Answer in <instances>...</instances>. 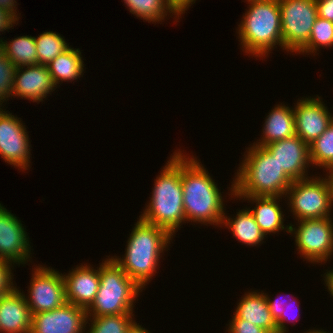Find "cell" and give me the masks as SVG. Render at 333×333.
I'll return each instance as SVG.
<instances>
[{
  "instance_id": "cell-4",
  "label": "cell",
  "mask_w": 333,
  "mask_h": 333,
  "mask_svg": "<svg viewBox=\"0 0 333 333\" xmlns=\"http://www.w3.org/2000/svg\"><path fill=\"white\" fill-rule=\"evenodd\" d=\"M173 236L139 218L127 241L124 258L111 257L141 288L157 273L158 261ZM160 256V257H159ZM115 257V258H114Z\"/></svg>"
},
{
  "instance_id": "cell-31",
  "label": "cell",
  "mask_w": 333,
  "mask_h": 333,
  "mask_svg": "<svg viewBox=\"0 0 333 333\" xmlns=\"http://www.w3.org/2000/svg\"><path fill=\"white\" fill-rule=\"evenodd\" d=\"M265 296H266V299H267V302H268V305H269V309H270V312H271V314H272V317H273V319L275 320V322H276V325H277V333H286V332H288L286 329H288V328H286V323H285V321H287L289 318L287 317L288 316V313H287V310H286V307H289L290 305H292L293 303H295V305L297 304V306L299 307V305H298V302L297 301H295L296 299H293V300H291V301H289V302H282V300H280L279 298L277 299H273V300H271V298L268 296V295H266V293H265ZM280 297V296H279ZM285 303V304H284ZM288 304V305H287ZM298 307H295V308H297L298 310V313L300 312L299 310V308ZM290 309V308H289ZM295 312V311H294ZM291 317V316H290ZM297 317L298 316H294L293 318V320H297ZM289 322L291 321V320H288Z\"/></svg>"
},
{
  "instance_id": "cell-27",
  "label": "cell",
  "mask_w": 333,
  "mask_h": 333,
  "mask_svg": "<svg viewBox=\"0 0 333 333\" xmlns=\"http://www.w3.org/2000/svg\"><path fill=\"white\" fill-rule=\"evenodd\" d=\"M60 34L49 31L40 34L36 42V51L38 56V64L47 66L59 54L66 51L70 46L66 43Z\"/></svg>"
},
{
  "instance_id": "cell-38",
  "label": "cell",
  "mask_w": 333,
  "mask_h": 333,
  "mask_svg": "<svg viewBox=\"0 0 333 333\" xmlns=\"http://www.w3.org/2000/svg\"><path fill=\"white\" fill-rule=\"evenodd\" d=\"M324 282L326 284V287L328 286V292L331 296H333V269L329 270L328 272L324 273Z\"/></svg>"
},
{
  "instance_id": "cell-13",
  "label": "cell",
  "mask_w": 333,
  "mask_h": 333,
  "mask_svg": "<svg viewBox=\"0 0 333 333\" xmlns=\"http://www.w3.org/2000/svg\"><path fill=\"white\" fill-rule=\"evenodd\" d=\"M276 159L285 174L292 180L308 178L307 168L311 164L309 145L299 136L274 141L263 146Z\"/></svg>"
},
{
  "instance_id": "cell-21",
  "label": "cell",
  "mask_w": 333,
  "mask_h": 333,
  "mask_svg": "<svg viewBox=\"0 0 333 333\" xmlns=\"http://www.w3.org/2000/svg\"><path fill=\"white\" fill-rule=\"evenodd\" d=\"M266 120L263 127L262 138L259 142L253 144L265 146L274 141L283 140L296 135L295 133V115L294 108L285 105H275Z\"/></svg>"
},
{
  "instance_id": "cell-39",
  "label": "cell",
  "mask_w": 333,
  "mask_h": 333,
  "mask_svg": "<svg viewBox=\"0 0 333 333\" xmlns=\"http://www.w3.org/2000/svg\"><path fill=\"white\" fill-rule=\"evenodd\" d=\"M126 333H150L147 329L143 328L137 322H133L130 327L127 329Z\"/></svg>"
},
{
  "instance_id": "cell-19",
  "label": "cell",
  "mask_w": 333,
  "mask_h": 333,
  "mask_svg": "<svg viewBox=\"0 0 333 333\" xmlns=\"http://www.w3.org/2000/svg\"><path fill=\"white\" fill-rule=\"evenodd\" d=\"M236 198H246L248 201H253L256 203L254 209L249 211L252 213L255 222L260 227L262 233L267 236L270 233H276L280 230L285 229L289 232L290 226H284V215L281 211L279 201L282 197H272V196H234ZM277 200H279L277 202Z\"/></svg>"
},
{
  "instance_id": "cell-17",
  "label": "cell",
  "mask_w": 333,
  "mask_h": 333,
  "mask_svg": "<svg viewBox=\"0 0 333 333\" xmlns=\"http://www.w3.org/2000/svg\"><path fill=\"white\" fill-rule=\"evenodd\" d=\"M91 267L77 265L68 275L62 274L66 301L86 310L95 300L100 283L99 268Z\"/></svg>"
},
{
  "instance_id": "cell-5",
  "label": "cell",
  "mask_w": 333,
  "mask_h": 333,
  "mask_svg": "<svg viewBox=\"0 0 333 333\" xmlns=\"http://www.w3.org/2000/svg\"><path fill=\"white\" fill-rule=\"evenodd\" d=\"M249 9L238 25V35L245 53L264 57L275 45L283 49L278 0H247Z\"/></svg>"
},
{
  "instance_id": "cell-7",
  "label": "cell",
  "mask_w": 333,
  "mask_h": 333,
  "mask_svg": "<svg viewBox=\"0 0 333 333\" xmlns=\"http://www.w3.org/2000/svg\"><path fill=\"white\" fill-rule=\"evenodd\" d=\"M305 178L293 181L286 195L296 220L320 219L330 216L333 206V177ZM288 194V195H287Z\"/></svg>"
},
{
  "instance_id": "cell-28",
  "label": "cell",
  "mask_w": 333,
  "mask_h": 333,
  "mask_svg": "<svg viewBox=\"0 0 333 333\" xmlns=\"http://www.w3.org/2000/svg\"><path fill=\"white\" fill-rule=\"evenodd\" d=\"M134 314H119L109 316H98L89 318L90 323L87 333H126L130 325L135 321L133 320ZM92 319V320H91Z\"/></svg>"
},
{
  "instance_id": "cell-26",
  "label": "cell",
  "mask_w": 333,
  "mask_h": 333,
  "mask_svg": "<svg viewBox=\"0 0 333 333\" xmlns=\"http://www.w3.org/2000/svg\"><path fill=\"white\" fill-rule=\"evenodd\" d=\"M310 161L314 166L325 168L329 173L333 172V122L325 132L319 136L311 145Z\"/></svg>"
},
{
  "instance_id": "cell-32",
  "label": "cell",
  "mask_w": 333,
  "mask_h": 333,
  "mask_svg": "<svg viewBox=\"0 0 333 333\" xmlns=\"http://www.w3.org/2000/svg\"><path fill=\"white\" fill-rule=\"evenodd\" d=\"M12 262L0 259V296L9 294L16 286L13 284Z\"/></svg>"
},
{
  "instance_id": "cell-20",
  "label": "cell",
  "mask_w": 333,
  "mask_h": 333,
  "mask_svg": "<svg viewBox=\"0 0 333 333\" xmlns=\"http://www.w3.org/2000/svg\"><path fill=\"white\" fill-rule=\"evenodd\" d=\"M232 318H240L261 327L270 333H277V325L272 317L264 292L244 294Z\"/></svg>"
},
{
  "instance_id": "cell-10",
  "label": "cell",
  "mask_w": 333,
  "mask_h": 333,
  "mask_svg": "<svg viewBox=\"0 0 333 333\" xmlns=\"http://www.w3.org/2000/svg\"><path fill=\"white\" fill-rule=\"evenodd\" d=\"M33 269L29 296H25L32 315L63 306L67 301L62 273L41 265Z\"/></svg>"
},
{
  "instance_id": "cell-1",
  "label": "cell",
  "mask_w": 333,
  "mask_h": 333,
  "mask_svg": "<svg viewBox=\"0 0 333 333\" xmlns=\"http://www.w3.org/2000/svg\"><path fill=\"white\" fill-rule=\"evenodd\" d=\"M181 151V182L186 221L222 224L225 215L221 191L197 158Z\"/></svg>"
},
{
  "instance_id": "cell-40",
  "label": "cell",
  "mask_w": 333,
  "mask_h": 333,
  "mask_svg": "<svg viewBox=\"0 0 333 333\" xmlns=\"http://www.w3.org/2000/svg\"><path fill=\"white\" fill-rule=\"evenodd\" d=\"M304 333H328V332H326V331H323V330H316V329H313L312 331L310 330L309 332L308 331H306V332H304Z\"/></svg>"
},
{
  "instance_id": "cell-8",
  "label": "cell",
  "mask_w": 333,
  "mask_h": 333,
  "mask_svg": "<svg viewBox=\"0 0 333 333\" xmlns=\"http://www.w3.org/2000/svg\"><path fill=\"white\" fill-rule=\"evenodd\" d=\"M283 50L298 52L309 40L318 17L315 0H278Z\"/></svg>"
},
{
  "instance_id": "cell-11",
  "label": "cell",
  "mask_w": 333,
  "mask_h": 333,
  "mask_svg": "<svg viewBox=\"0 0 333 333\" xmlns=\"http://www.w3.org/2000/svg\"><path fill=\"white\" fill-rule=\"evenodd\" d=\"M19 119L0 107V156L18 170H28L31 151L29 136Z\"/></svg>"
},
{
  "instance_id": "cell-34",
  "label": "cell",
  "mask_w": 333,
  "mask_h": 333,
  "mask_svg": "<svg viewBox=\"0 0 333 333\" xmlns=\"http://www.w3.org/2000/svg\"><path fill=\"white\" fill-rule=\"evenodd\" d=\"M318 17L333 22V0H315Z\"/></svg>"
},
{
  "instance_id": "cell-33",
  "label": "cell",
  "mask_w": 333,
  "mask_h": 333,
  "mask_svg": "<svg viewBox=\"0 0 333 333\" xmlns=\"http://www.w3.org/2000/svg\"><path fill=\"white\" fill-rule=\"evenodd\" d=\"M230 322L228 328L229 333H270L269 331L240 318H232Z\"/></svg>"
},
{
  "instance_id": "cell-29",
  "label": "cell",
  "mask_w": 333,
  "mask_h": 333,
  "mask_svg": "<svg viewBox=\"0 0 333 333\" xmlns=\"http://www.w3.org/2000/svg\"><path fill=\"white\" fill-rule=\"evenodd\" d=\"M321 47L333 46V22L317 17L313 24L312 32L308 42L298 51V53H317Z\"/></svg>"
},
{
  "instance_id": "cell-9",
  "label": "cell",
  "mask_w": 333,
  "mask_h": 333,
  "mask_svg": "<svg viewBox=\"0 0 333 333\" xmlns=\"http://www.w3.org/2000/svg\"><path fill=\"white\" fill-rule=\"evenodd\" d=\"M298 223V228L289 224V233L294 234L299 254L311 263H326L333 253V222L330 216Z\"/></svg>"
},
{
  "instance_id": "cell-24",
  "label": "cell",
  "mask_w": 333,
  "mask_h": 333,
  "mask_svg": "<svg viewBox=\"0 0 333 333\" xmlns=\"http://www.w3.org/2000/svg\"><path fill=\"white\" fill-rule=\"evenodd\" d=\"M0 48L16 67L38 64L36 42L32 36H19L10 42L3 41L1 38Z\"/></svg>"
},
{
  "instance_id": "cell-3",
  "label": "cell",
  "mask_w": 333,
  "mask_h": 333,
  "mask_svg": "<svg viewBox=\"0 0 333 333\" xmlns=\"http://www.w3.org/2000/svg\"><path fill=\"white\" fill-rule=\"evenodd\" d=\"M233 179L231 194L234 196L286 195L292 180L280 169L276 159L262 146L253 144Z\"/></svg>"
},
{
  "instance_id": "cell-22",
  "label": "cell",
  "mask_w": 333,
  "mask_h": 333,
  "mask_svg": "<svg viewBox=\"0 0 333 333\" xmlns=\"http://www.w3.org/2000/svg\"><path fill=\"white\" fill-rule=\"evenodd\" d=\"M80 49L69 47L66 51L53 59L47 68L52 75L53 81L57 84L63 81L72 82L83 75L84 64Z\"/></svg>"
},
{
  "instance_id": "cell-37",
  "label": "cell",
  "mask_w": 333,
  "mask_h": 333,
  "mask_svg": "<svg viewBox=\"0 0 333 333\" xmlns=\"http://www.w3.org/2000/svg\"><path fill=\"white\" fill-rule=\"evenodd\" d=\"M15 3H17L15 0H0V8L6 10L18 20L20 17L16 14L17 5H15Z\"/></svg>"
},
{
  "instance_id": "cell-15",
  "label": "cell",
  "mask_w": 333,
  "mask_h": 333,
  "mask_svg": "<svg viewBox=\"0 0 333 333\" xmlns=\"http://www.w3.org/2000/svg\"><path fill=\"white\" fill-rule=\"evenodd\" d=\"M317 97L300 99L294 105L295 133L308 145L321 136L333 122V115L321 97Z\"/></svg>"
},
{
  "instance_id": "cell-16",
  "label": "cell",
  "mask_w": 333,
  "mask_h": 333,
  "mask_svg": "<svg viewBox=\"0 0 333 333\" xmlns=\"http://www.w3.org/2000/svg\"><path fill=\"white\" fill-rule=\"evenodd\" d=\"M26 67L27 68H16L12 97L14 96L15 98V96H17L39 103L43 101L50 92H53L57 86L47 66L36 64ZM23 68H25V70Z\"/></svg>"
},
{
  "instance_id": "cell-2",
  "label": "cell",
  "mask_w": 333,
  "mask_h": 333,
  "mask_svg": "<svg viewBox=\"0 0 333 333\" xmlns=\"http://www.w3.org/2000/svg\"><path fill=\"white\" fill-rule=\"evenodd\" d=\"M170 157L156 177L152 197L139 218L166 229L174 236L182 222L186 221L181 182V150L175 151Z\"/></svg>"
},
{
  "instance_id": "cell-36",
  "label": "cell",
  "mask_w": 333,
  "mask_h": 333,
  "mask_svg": "<svg viewBox=\"0 0 333 333\" xmlns=\"http://www.w3.org/2000/svg\"><path fill=\"white\" fill-rule=\"evenodd\" d=\"M18 21L12 14L0 8V32L10 29Z\"/></svg>"
},
{
  "instance_id": "cell-30",
  "label": "cell",
  "mask_w": 333,
  "mask_h": 333,
  "mask_svg": "<svg viewBox=\"0 0 333 333\" xmlns=\"http://www.w3.org/2000/svg\"><path fill=\"white\" fill-rule=\"evenodd\" d=\"M16 68L0 48V107L4 101H7L12 96Z\"/></svg>"
},
{
  "instance_id": "cell-25",
  "label": "cell",
  "mask_w": 333,
  "mask_h": 333,
  "mask_svg": "<svg viewBox=\"0 0 333 333\" xmlns=\"http://www.w3.org/2000/svg\"><path fill=\"white\" fill-rule=\"evenodd\" d=\"M130 13L145 21L156 23L167 16L168 13L178 15L169 7L165 0H123Z\"/></svg>"
},
{
  "instance_id": "cell-18",
  "label": "cell",
  "mask_w": 333,
  "mask_h": 333,
  "mask_svg": "<svg viewBox=\"0 0 333 333\" xmlns=\"http://www.w3.org/2000/svg\"><path fill=\"white\" fill-rule=\"evenodd\" d=\"M31 327L32 313L25 294L15 287L0 296V333H30Z\"/></svg>"
},
{
  "instance_id": "cell-12",
  "label": "cell",
  "mask_w": 333,
  "mask_h": 333,
  "mask_svg": "<svg viewBox=\"0 0 333 333\" xmlns=\"http://www.w3.org/2000/svg\"><path fill=\"white\" fill-rule=\"evenodd\" d=\"M86 325V309L66 302L60 308L33 314L30 333H83Z\"/></svg>"
},
{
  "instance_id": "cell-6",
  "label": "cell",
  "mask_w": 333,
  "mask_h": 333,
  "mask_svg": "<svg viewBox=\"0 0 333 333\" xmlns=\"http://www.w3.org/2000/svg\"><path fill=\"white\" fill-rule=\"evenodd\" d=\"M100 283L87 317L132 314L135 298L143 289L111 258L99 266Z\"/></svg>"
},
{
  "instance_id": "cell-23",
  "label": "cell",
  "mask_w": 333,
  "mask_h": 333,
  "mask_svg": "<svg viewBox=\"0 0 333 333\" xmlns=\"http://www.w3.org/2000/svg\"><path fill=\"white\" fill-rule=\"evenodd\" d=\"M235 218L224 215L222 225L226 226L233 236L239 241L249 246L260 245L265 239L260 227L255 222L252 213L248 208L240 210Z\"/></svg>"
},
{
  "instance_id": "cell-35",
  "label": "cell",
  "mask_w": 333,
  "mask_h": 333,
  "mask_svg": "<svg viewBox=\"0 0 333 333\" xmlns=\"http://www.w3.org/2000/svg\"><path fill=\"white\" fill-rule=\"evenodd\" d=\"M169 7L178 15L177 18L185 13V10L191 6L190 4L195 3L196 0H165ZM194 1V2H193ZM180 15V16H179Z\"/></svg>"
},
{
  "instance_id": "cell-14",
  "label": "cell",
  "mask_w": 333,
  "mask_h": 333,
  "mask_svg": "<svg viewBox=\"0 0 333 333\" xmlns=\"http://www.w3.org/2000/svg\"><path fill=\"white\" fill-rule=\"evenodd\" d=\"M27 236L21 221L0 203V259L13 265L30 261L31 246Z\"/></svg>"
}]
</instances>
